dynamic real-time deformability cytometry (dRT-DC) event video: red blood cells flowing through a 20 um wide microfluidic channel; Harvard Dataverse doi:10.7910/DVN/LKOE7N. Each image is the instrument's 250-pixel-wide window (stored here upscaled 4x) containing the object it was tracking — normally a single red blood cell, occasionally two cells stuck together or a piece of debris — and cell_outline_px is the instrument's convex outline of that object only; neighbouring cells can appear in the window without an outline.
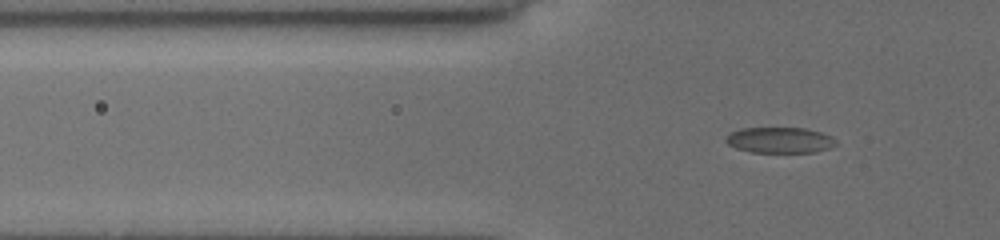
{"species": "common noctule bat (a hibernating species)", "species_latin": "Nyctalus noctula", "temperature_condition": "cold", "stored_images_in_passage": 56, "camera_frame_rate_fps": 3000, "um_per_image_px": 0.085, "animal": {"sex": "female", "body_mass_g": 19.5, "forearm_length_mm": 54.1}, "frame": {"image": 1, "passage_image": 19, "time_ms": 6.0, "image_size_px": [1000, 240], "cell_outline_px": [[836, 144], [828, 148], [812, 152], [752, 152], [736, 148], [728, 144], [724, 140], [724, 136], [740, 128], [804, 128], [820, 132], [832, 136], [836, 140]], "centroid_in_image_um": [66.24, 11.9], "position_along_channel_um": 59.6, "area_um2": 16.47}}
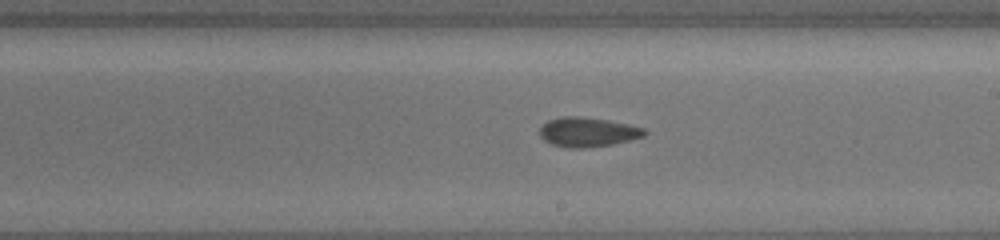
{"frame": {"image": 2, "passage_image": 34, "time_ms": 11.0, "image_size_px": [1000, 240], "cell_outline_px": [[648, 132], [644, 136], [632, 140], [612, 144], [584, 148], [564, 148], [552, 144], [544, 140], [540, 136], [540, 128], [548, 120], [564, 116], [576, 116], [604, 120], [628, 124], [644, 128]], "centroid_in_image_um": [49.96, 11.24], "position_along_channel_um": 239.0, "area_um2": 17.92}}
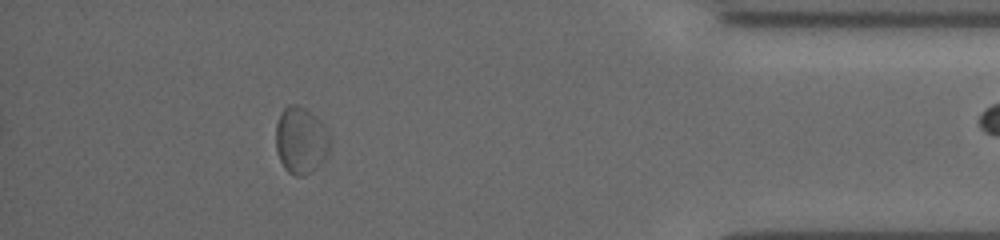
{"frame": {"image": 3, "passage_image": 50, "time_ms": 16.333, "image_size_px": [1000, 240], "cell_outline_px": [[328, 152], [320, 164], [312, 172], [304, 176], [296, 176], [288, 172], [284, 168], [280, 160], [276, 148], [276, 124], [280, 112], [288, 104], [296, 104], [304, 108], [328, 132]], "centroid_in_image_um": [25.52, 11.96], "position_along_channel_um": 409.7, "area_um2": 20.63}, "authors_computed_cell_mechanics": {"area_um2": 18.1492, "velocity_mm_per_s": 3.8796, "shape_relaxation_time_tau1_ms": null, "shape_relaxation_time_tau2_ms": 2.1492, "deformation_change_tau1": null, "deformation_change_tau2": 0.071}}